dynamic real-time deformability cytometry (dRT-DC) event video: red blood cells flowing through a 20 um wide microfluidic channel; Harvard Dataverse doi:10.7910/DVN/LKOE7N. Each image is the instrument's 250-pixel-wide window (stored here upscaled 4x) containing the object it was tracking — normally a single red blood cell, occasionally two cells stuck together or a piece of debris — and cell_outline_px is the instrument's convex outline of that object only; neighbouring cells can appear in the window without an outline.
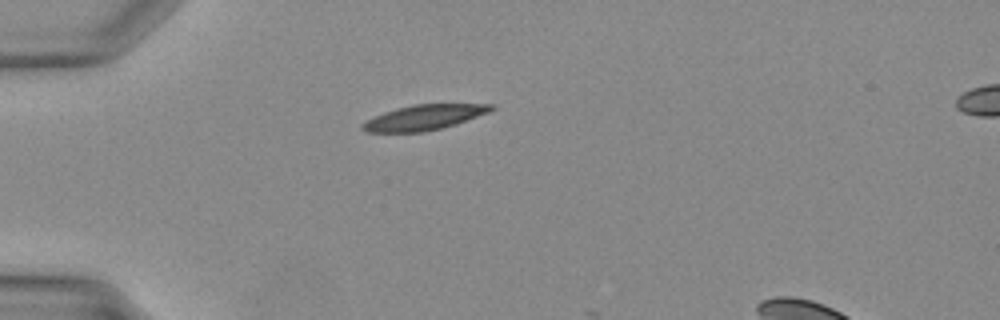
{"species": "Egyptian fruit bat (a non-hibernating species)", "species_latin": "Rousettus aegyptiacus", "temperature_condition": "warm", "stored_images_in_passage": 3, "camera_frame_rate_fps": 3000, "um_per_image_px": 0.085, "animal": {"sex": "female"}, "frame": {"image": 1, "passage_image": 1, "time_ms": 0.0, "image_size_px": [1000, 320], "cell_outline_px": [[496, 108], [488, 112], [456, 124], [424, 132], [368, 132], [360, 128], [360, 124], [384, 112], [396, 108], [412, 104], [496, 104]], "centroid_in_image_um": [36.05, 9.97], "position_along_channel_um": 49.0, "area_um2": 18.79}}